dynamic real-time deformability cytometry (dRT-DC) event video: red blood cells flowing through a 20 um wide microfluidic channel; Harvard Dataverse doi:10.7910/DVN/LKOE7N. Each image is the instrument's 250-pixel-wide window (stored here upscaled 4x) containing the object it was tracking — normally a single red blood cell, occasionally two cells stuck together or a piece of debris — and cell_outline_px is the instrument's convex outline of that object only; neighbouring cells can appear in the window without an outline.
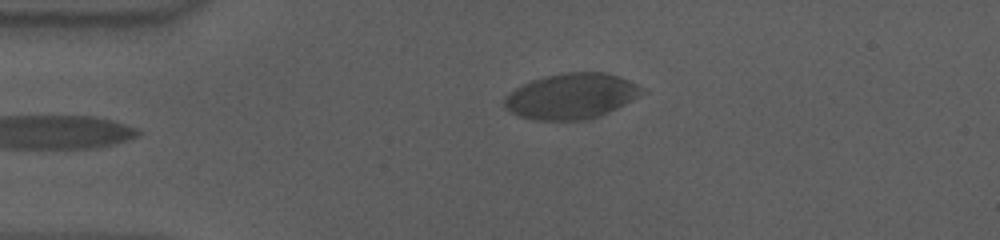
{"species": "human", "species_latin": "Homo sapiens", "temperature_condition": "cold", "stored_images_in_passage": 41, "camera_frame_rate_fps": 3000, "um_per_image_px": 0.085, "donor": {"sex": "male"}, "frame": {"image": 1, "passage_image": 2, "time_ms": 0.333, "image_size_px": [1000, 240], "cell_outline_px": [[620, 80], [616, 104], [600, 112], [584, 116], [532, 116], [520, 112], [512, 108], [508, 104], [508, 100], [516, 92], [532, 84], [544, 80], [560, 76], [608, 76]], "centroid_in_image_um": [48.19, 8.19], "position_along_channel_um": 36.8, "area_um2": 26.24}}
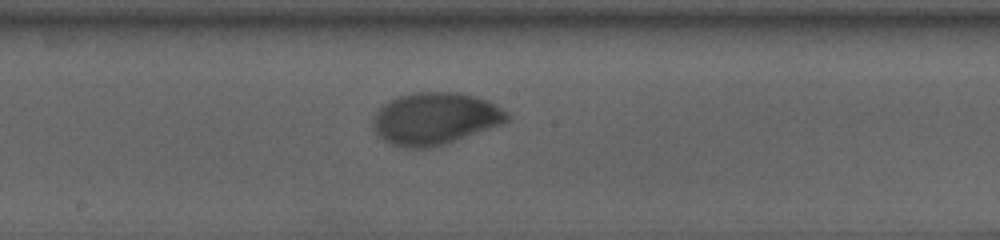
{"frame": {"image": 2, "passage_image": 20, "time_ms": 6.333, "image_size_px": [1000, 240], "cell_outline_px": [[504, 116], [500, 120], [440, 140], [396, 140], [388, 136], [380, 128], [380, 120], [384, 112], [392, 104], [400, 100], [412, 96], [460, 96], [476, 100], [488, 104], [500, 112]], "centroid_in_image_um": [37.03, 9.98], "position_along_channel_um": 211.2, "area_um2": 29.77}}
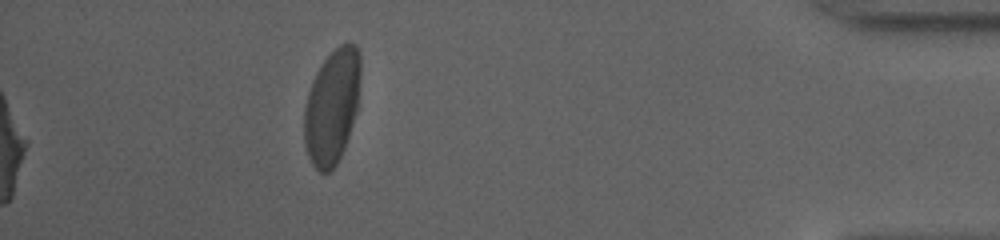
{"frame": {"image": 3, "passage_image": 41, "time_ms": 13.333, "image_size_px": [1000, 240], "cell_outline_px": [[356, 104], [348, 132], [344, 144], [332, 168], [324, 172], [312, 160], [308, 148], [308, 100], [312, 88], [320, 68], [332, 52], [344, 44], [352, 44], [356, 48]], "centroid_in_image_um": [28.23, 9.04], "position_along_channel_um": 407.0, "area_um2": 32.54}, "authors_computed_cell_mechanics": {"area_um2": 29.5936, "velocity_mm_per_s": 3.5315, "shape_relaxation_time_tau1_ms": 5.9529, "shape_relaxation_time_tau2_ms": null, "deformation_change_tau1": 0.2153, "deformation_change_tau2": null}}